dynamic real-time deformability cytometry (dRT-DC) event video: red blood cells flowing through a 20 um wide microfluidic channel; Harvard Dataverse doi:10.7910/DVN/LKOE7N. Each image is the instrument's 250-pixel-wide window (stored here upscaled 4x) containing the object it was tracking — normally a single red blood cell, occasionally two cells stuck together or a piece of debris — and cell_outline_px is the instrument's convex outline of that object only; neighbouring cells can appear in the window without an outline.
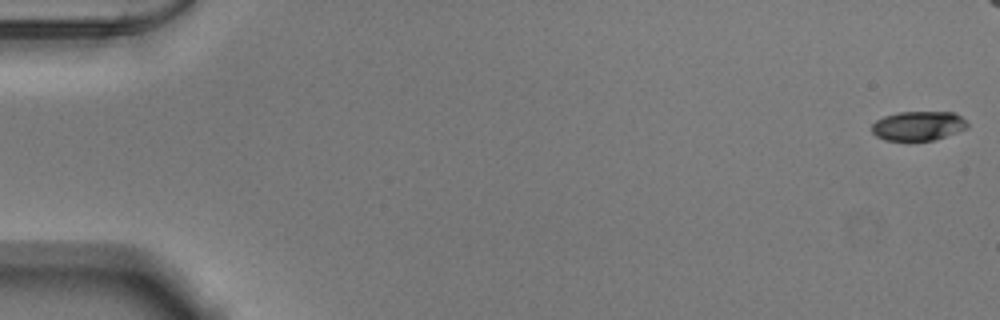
{"species": "Egyptian fruit bat (a non-hibernating species)", "species_latin": "Rousettus aegyptiacus", "temperature_condition": "warm", "stored_images_in_passage": 14, "camera_frame_rate_fps": 3000, "um_per_image_px": 0.085, "animal": {"sex": "male"}, "frame": {"image": 1, "passage_image": 1, "time_ms": 0.0, "image_size_px": [1000, 320], "cell_outline_px": [[968, 128], [932, 140], [884, 140], [876, 136], [872, 132], [872, 124], [876, 120], [884, 116], [896, 112], [952, 112], [960, 116], [968, 124]], "centroid_in_image_um": [78.01, 10.69], "position_along_channel_um": 7.0, "area_um2": 16.18}}